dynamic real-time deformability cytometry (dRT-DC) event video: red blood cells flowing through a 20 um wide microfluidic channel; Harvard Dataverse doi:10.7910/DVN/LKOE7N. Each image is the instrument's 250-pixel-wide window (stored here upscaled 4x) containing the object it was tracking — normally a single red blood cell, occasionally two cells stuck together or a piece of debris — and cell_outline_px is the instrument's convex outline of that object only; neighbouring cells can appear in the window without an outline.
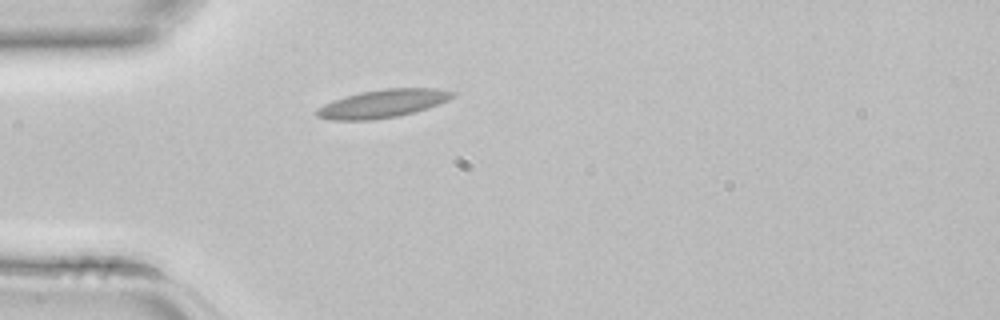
{"species": "common noctule bat (a hibernating species)", "species_latin": "Nyctalus noctula", "temperature_condition": "room temperature", "stored_images_in_passage": 1, "camera_frame_rate_fps": 3000, "um_per_image_px": 0.085, "animal": {"sex": "female", "body_mass_g": 22.7, "forearm_length_mm": 54.2}, "frame": {"image": 1, "passage_image": 1, "time_ms": 0.0, "image_size_px": [1000, 320], "cell_outline_px": [[456, 96], [448, 100], [416, 112], [396, 116], [372, 120], [332, 120], [316, 116], [316, 108], [324, 104], [344, 96], [360, 92], [384, 88], [440, 88], [456, 92]], "centroid_in_image_um": [32.55, 8.79], "position_along_channel_um": 52.4, "area_um2": 22.37}}